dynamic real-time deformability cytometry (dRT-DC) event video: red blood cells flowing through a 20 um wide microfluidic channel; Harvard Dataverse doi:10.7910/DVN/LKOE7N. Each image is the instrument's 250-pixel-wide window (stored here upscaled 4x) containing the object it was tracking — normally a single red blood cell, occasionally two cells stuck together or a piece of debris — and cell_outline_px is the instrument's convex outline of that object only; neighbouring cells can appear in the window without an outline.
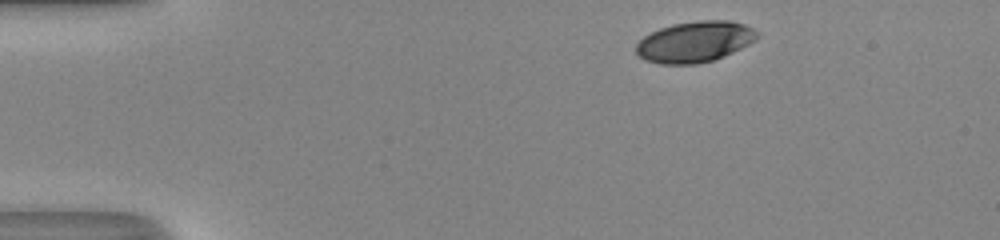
{"species": "human", "species_latin": "Homo sapiens", "temperature_condition": "room temperature", "stored_images_in_passage": 36, "camera_frame_rate_fps": 3000, "um_per_image_px": 0.085, "donor": {"sex": "male"}, "frame": {"image": 1, "passage_image": 1, "time_ms": 0.0, "image_size_px": [1000, 240], "cell_outline_px": [[760, 36], [756, 40], [724, 56], [712, 60], [696, 64], [660, 64], [644, 60], [636, 52], [636, 44], [644, 36], [660, 28], [672, 24], [700, 20], [728, 20], [744, 24], [752, 28]], "centroid_in_image_um": [59.05, 3.55], "position_along_channel_um": 26.0, "area_um2": 28.78}}
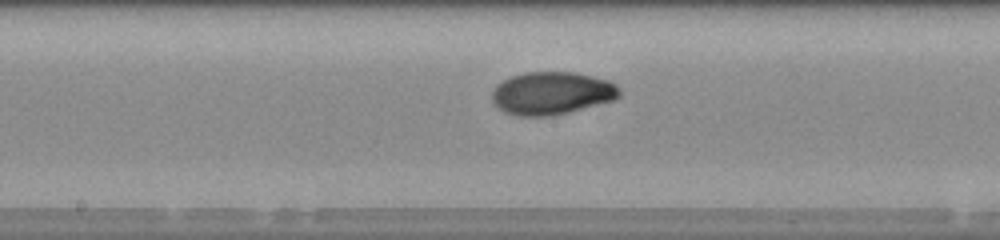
{"frame": {"image": 2, "passage_image": 20, "time_ms": 6.333, "image_size_px": [1000, 240], "cell_outline_px": [[620, 96], [616, 100], [568, 112], [548, 116], [516, 116], [504, 112], [492, 100], [492, 88], [496, 84], [512, 76], [524, 72], [576, 72], [608, 80], [616, 84], [620, 88]], "centroid_in_image_um": [46.91, 7.92], "position_along_channel_um": 201.3, "area_um2": 31.96}}
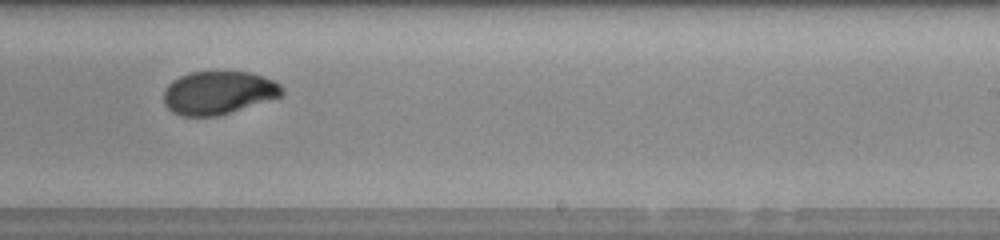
{"frame": {"image": 3, "passage_image": 25, "time_ms": 8.0, "image_size_px": [1000, 240], "cell_outline_px": [[284, 92], [280, 96], [216, 116], [180, 116], [172, 112], [164, 104], [164, 88], [172, 80], [180, 76], [192, 72], [248, 72], [272, 80], [280, 84]], "centroid_in_image_um": [18.5, 7.88], "position_along_channel_um": 270.5, "area_um2": 29.36}, "authors_computed_cell_mechanics": {"area_um2": 30.4028, "velocity_mm_per_s": 4.1629, "shape_relaxation_time_tau1_ms": 5.0382, "shape_relaxation_time_tau2_ms": 1.4889, "deformation_change_tau1": 0.1753, "deformation_change_tau2": 0.0403}}